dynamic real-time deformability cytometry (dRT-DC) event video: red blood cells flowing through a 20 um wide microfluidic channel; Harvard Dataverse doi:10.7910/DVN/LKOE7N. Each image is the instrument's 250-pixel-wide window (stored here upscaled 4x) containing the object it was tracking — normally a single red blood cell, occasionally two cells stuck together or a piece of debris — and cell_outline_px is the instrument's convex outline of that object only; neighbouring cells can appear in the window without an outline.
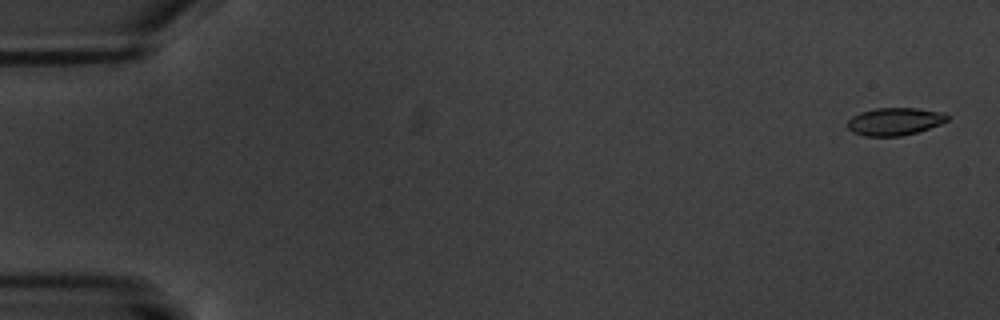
{"species": "common noctule bat (a hibernating species)", "species_latin": "Nyctalus noctula", "temperature_condition": "warm", "stored_images_in_passage": 5, "camera_frame_rate_fps": 3000, "um_per_image_px": 0.085, "animal": {"sex": "male", "body_mass_g": 20.1, "forearm_length_mm": 53.5}, "frame": {"image": 1, "passage_image": 1, "time_ms": 0.0, "image_size_px": [1000, 320], "cell_outline_px": [[948, 120], [940, 124], [916, 132], [900, 136], [864, 136], [852, 132], [848, 128], [848, 120], [852, 116], [860, 112], [876, 108], [916, 108], [944, 112], [948, 116]], "centroid_in_image_um": [76.03, 10.32], "position_along_channel_um": 9.0, "area_um2": 16.01}}
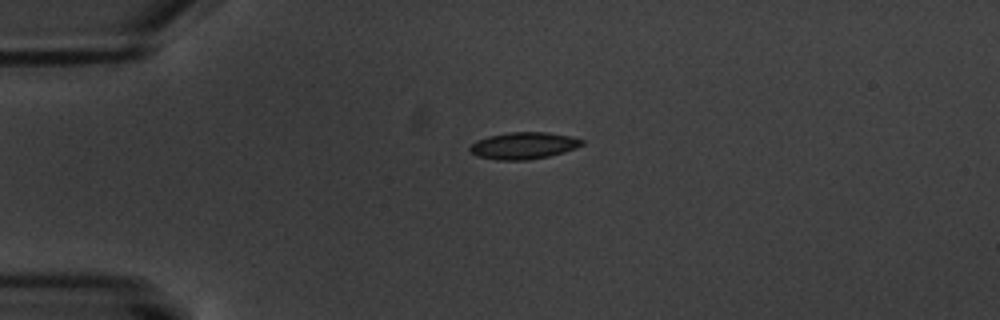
{"frame": {"image": 2, "passage_image": 4, "time_ms": 4.333, "image_size_px": [1000, 320], "cell_outline_px": [[584, 144], [576, 148], [564, 152], [548, 156], [528, 160], [496, 160], [476, 156], [468, 148], [476, 140], [488, 136], [508, 132], [548, 132], [572, 136], [584, 140]], "centroid_in_image_um": [44.51, 12.37], "position_along_channel_um": 40.5, "area_um2": 17.69}}